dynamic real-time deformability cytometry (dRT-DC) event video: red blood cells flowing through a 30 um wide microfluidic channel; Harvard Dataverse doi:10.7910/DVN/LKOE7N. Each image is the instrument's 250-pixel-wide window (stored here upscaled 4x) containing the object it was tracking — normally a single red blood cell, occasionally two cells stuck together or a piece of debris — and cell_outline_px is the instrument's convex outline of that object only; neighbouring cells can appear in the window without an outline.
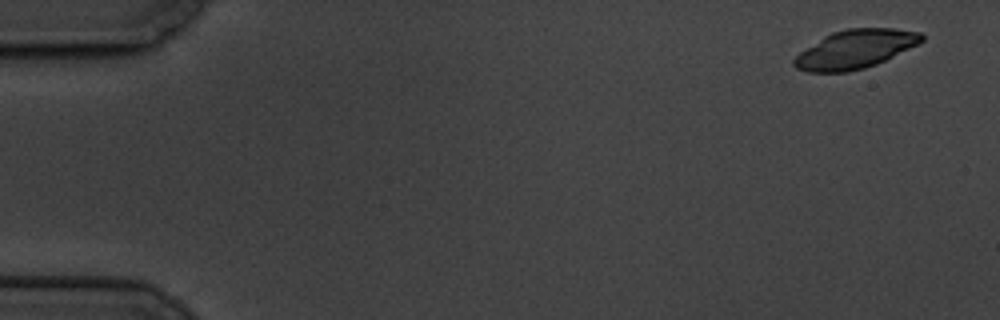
{"species": "common noctule bat (a hibernating species)", "species_latin": "Nyctalus noctula", "temperature_condition": "cold", "stored_images_in_passage": 6, "camera_frame_rate_fps": 3000, "um_per_image_px": 0.085, "animal": {"sex": "male", "body_mass_g": 19.5, "forearm_length_mm": 54.6}, "frame": {"image": 1, "passage_image": 1, "time_ms": 0.0, "image_size_px": [1000, 320], "cell_outline_px": [[924, 40], [876, 64], [864, 68], [848, 72], [808, 72], [796, 68], [792, 64], [792, 60], [800, 52], [824, 36], [832, 32], [848, 28], [892, 28], [920, 32], [924, 36]], "centroid_in_image_um": [72.65, 4.18], "position_along_channel_um": 12.3, "area_um2": 28.38}}